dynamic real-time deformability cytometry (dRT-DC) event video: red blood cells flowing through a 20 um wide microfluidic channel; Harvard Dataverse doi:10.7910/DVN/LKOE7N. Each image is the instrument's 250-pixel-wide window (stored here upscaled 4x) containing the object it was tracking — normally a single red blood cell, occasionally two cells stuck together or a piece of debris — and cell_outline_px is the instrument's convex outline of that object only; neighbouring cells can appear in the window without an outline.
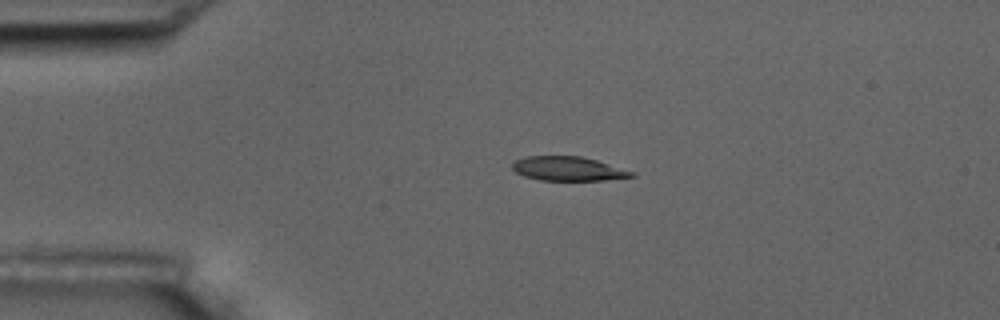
{"species": "common noctule bat (a hibernating species)", "species_latin": "Nyctalus noctula", "temperature_condition": "room temperature", "stored_images_in_passage": 45, "camera_frame_rate_fps": 3000, "um_per_image_px": 0.085, "animal": {"sex": "male", "body_mass_g": 17.5, "forearm_length_mm": 52.3}, "frame": {"image": 1, "passage_image": 1, "time_ms": 0.0, "image_size_px": [1000, 320], "cell_outline_px": [[636, 176], [604, 180], [540, 180], [524, 176], [516, 172], [512, 168], [512, 164], [516, 160], [524, 156], [580, 156], [596, 160], [636, 172]], "centroid_in_image_um": [48.3, 14.34], "position_along_channel_um": 36.7, "area_um2": 16.76}}
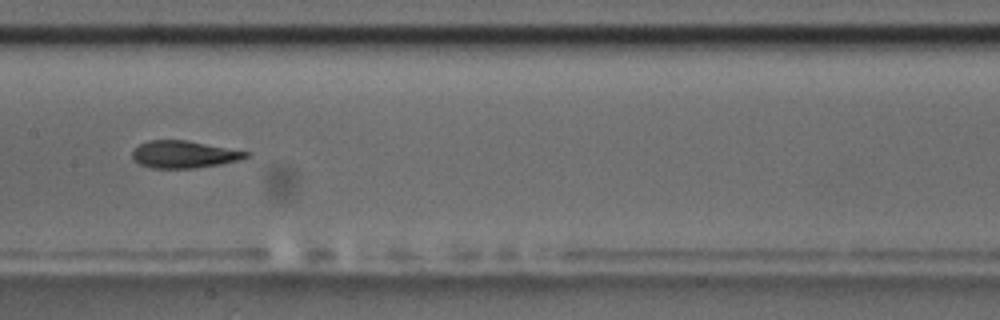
{"frame": {"image": 2, "passage_image": 17, "time_ms": 5.333, "image_size_px": [1000, 320], "cell_outline_px": [[252, 152], [248, 156], [236, 160], [220, 164], [196, 168], [152, 168], [140, 164], [132, 156], [132, 152], [140, 144], [148, 140], [188, 140]], "centroid_in_image_um": [15.66, 13.11], "position_along_channel_um": 191.7, "area_um2": 17.98}}
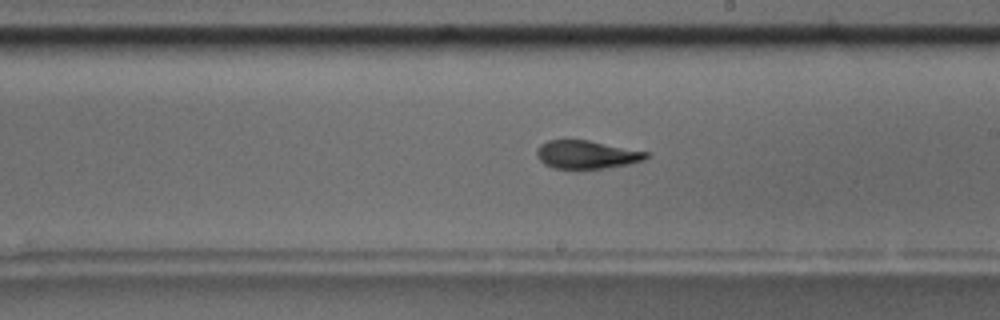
{"frame": {"image": 3, "passage_image": 21, "time_ms": 6.667, "image_size_px": [1000, 320], "cell_outline_px": [[652, 156], [644, 160], [628, 164], [604, 168], [576, 172], [552, 168], [544, 164], [536, 156], [536, 148], [540, 144], [548, 140], [588, 140], [648, 152]], "centroid_in_image_um": [49.82, 13.18], "position_along_channel_um": 239.2, "area_um2": 18.73}, "authors_computed_cell_mechanics": {"area_um2": 18.3804, "velocity_mm_per_s": 3.5704, "shape_relaxation_time_tau1_ms": 3.7357, "shape_relaxation_time_tau2_ms": 3.4328, "deformation_change_tau1": 0.156, "deformation_change_tau2": 0.0865}}